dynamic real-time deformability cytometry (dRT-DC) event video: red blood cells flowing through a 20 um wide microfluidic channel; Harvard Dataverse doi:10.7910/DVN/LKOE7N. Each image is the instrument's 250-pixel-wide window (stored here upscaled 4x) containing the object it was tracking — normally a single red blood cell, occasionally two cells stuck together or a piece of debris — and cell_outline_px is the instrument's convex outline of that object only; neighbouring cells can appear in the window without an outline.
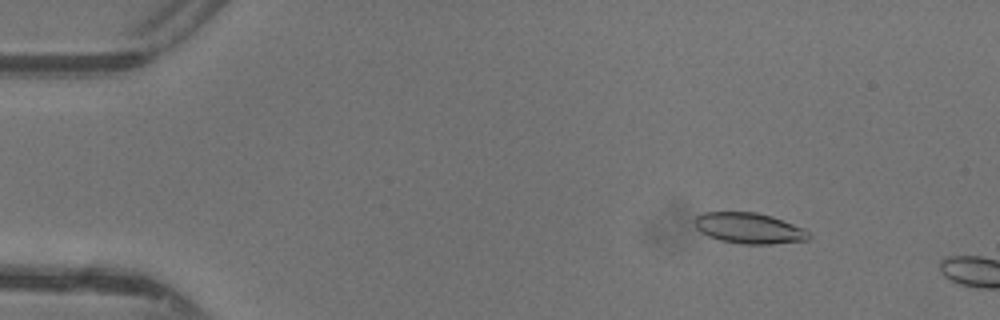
{"species": "common noctule bat (a hibernating species)", "species_latin": "Nyctalus noctula", "temperature_condition": "warm", "stored_images_in_passage": 11, "camera_frame_rate_fps": 3000, "um_per_image_px": 0.085, "animal": {"sex": "female"}, "frame": {"image": 1, "passage_image": 7, "time_ms": 2.0, "image_size_px": [1000, 320], "cell_outline_px": [[812, 236], [808, 240], [772, 244], [744, 244], [720, 240], [708, 236], [700, 232], [692, 224], [696, 216], [704, 212], [756, 212], [772, 216], [804, 228]], "centroid_in_image_um": [63.66, 19.39], "position_along_channel_um": 21.3, "area_um2": 20.63}}